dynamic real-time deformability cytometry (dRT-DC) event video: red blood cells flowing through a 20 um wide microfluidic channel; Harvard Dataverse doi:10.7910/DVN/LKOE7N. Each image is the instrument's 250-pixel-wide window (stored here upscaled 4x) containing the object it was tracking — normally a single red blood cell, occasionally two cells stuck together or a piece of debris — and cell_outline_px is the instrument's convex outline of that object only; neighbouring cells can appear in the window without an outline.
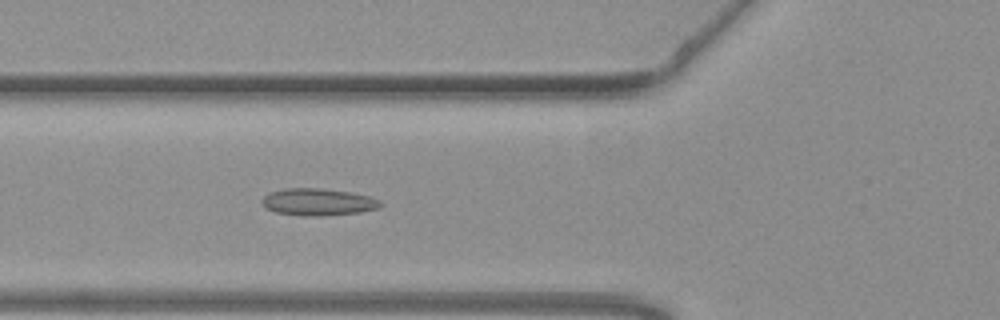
{"species": "common noctule bat (a hibernating species)", "species_latin": "Nyctalus noctula", "temperature_condition": "warm", "stored_images_in_passage": 54, "camera_frame_rate_fps": 3000, "um_per_image_px": 0.085, "animal": {"sex": "female", "body_mass_g": 19.3, "forearm_length_mm": 54.1}, "frame": {"image": 1, "passage_image": 20, "time_ms": 6.333, "image_size_px": [1000, 320], "cell_outline_px": [[384, 204], [380, 208], [360, 212], [320, 216], [304, 216], [276, 212], [264, 208], [260, 200], [268, 192], [284, 188], [320, 188], [348, 192], [368, 196], [380, 200]], "centroid_in_image_um": [27.0, 17.17], "position_along_channel_um": 98.8, "area_um2": 18.84}}
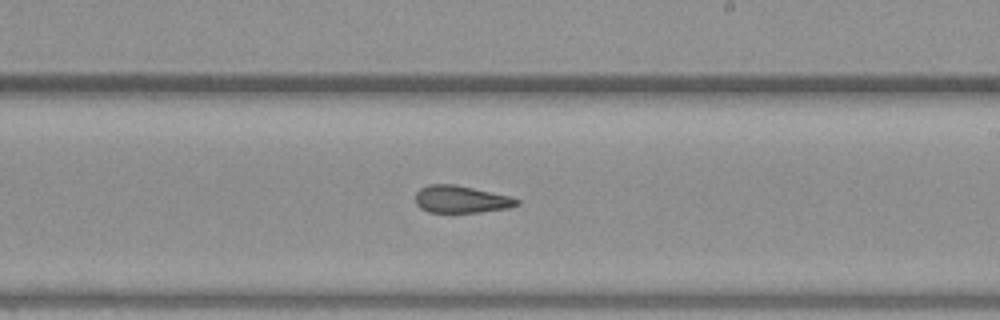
{"frame": {"image": 2, "passage_image": 32, "time_ms": 10.333, "image_size_px": [1000, 320], "cell_outline_px": [[520, 204], [508, 208], [480, 212], [428, 212], [420, 208], [416, 204], [416, 192], [420, 188], [428, 184], [456, 184], [512, 196], [520, 200]], "centroid_in_image_um": [39.21, 16.93], "position_along_channel_um": 249.8, "area_um2": 16.3}}
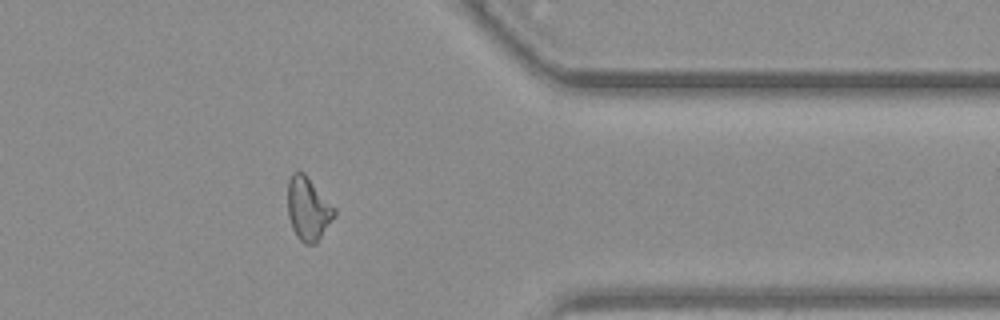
{"frame": {"image": 3, "passage_image": 44, "time_ms": 14.333, "image_size_px": [1000, 320], "cell_outline_px": [[336, 216], [316, 244], [304, 244], [296, 236], [292, 228], [288, 216], [288, 180], [292, 172], [304, 172], [336, 208]], "centroid_in_image_um": [26.21, 17.76], "position_along_channel_um": 385.2, "area_um2": 17.46}, "authors_computed_cell_mechanics": {"area_um2": 17.4267, "velocity_mm_per_s": 3.7735, "shape_relaxation_time_tau1_ms": null, "shape_relaxation_time_tau2_ms": 3.6217, "deformation_change_tau1": null, "deformation_change_tau2": 0.1139}}